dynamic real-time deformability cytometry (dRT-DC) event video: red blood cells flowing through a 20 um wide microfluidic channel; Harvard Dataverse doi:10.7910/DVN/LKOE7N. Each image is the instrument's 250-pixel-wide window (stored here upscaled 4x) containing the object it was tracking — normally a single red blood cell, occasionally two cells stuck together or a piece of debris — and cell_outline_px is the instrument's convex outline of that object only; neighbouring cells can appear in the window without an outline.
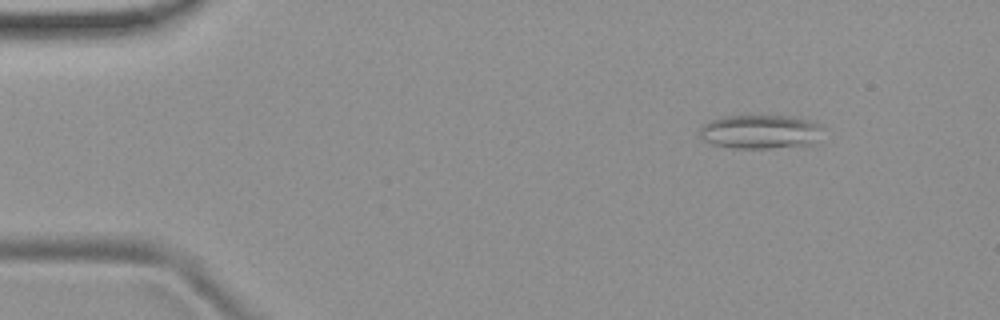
{"species": "common noctule bat (a hibernating species)", "species_latin": "Nyctalus noctula", "temperature_condition": "room temperature", "stored_images_in_passage": 54, "camera_frame_rate_fps": 3000, "um_per_image_px": 0.085, "animal": {"sex": "female", "body_mass_g": 19.9}, "frame": {"image": 1, "passage_image": 7, "time_ms": 2.0, "image_size_px": [1000, 320], "cell_outline_px": [[820, 128], [812, 144], [772, 148], [732, 148], [712, 144], [704, 140], [700, 136], [700, 128], [704, 124], [712, 120], [724, 116], [792, 116], [808, 120], [816, 124]], "centroid_in_image_um": [64.54, 11.2], "position_along_channel_um": 20.5, "area_um2": 23.87}}
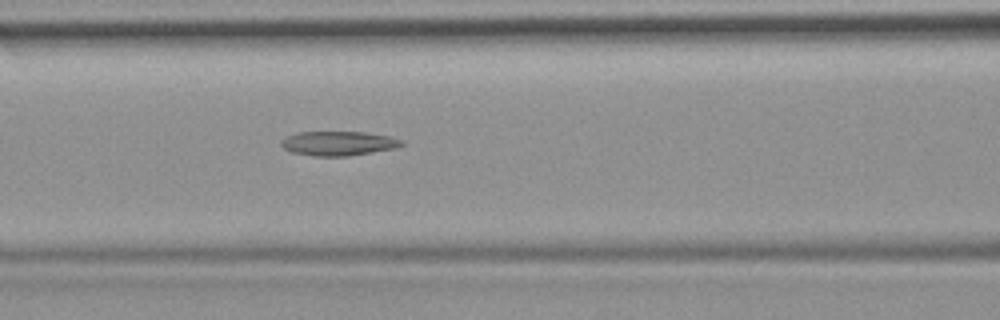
{"frame": {"image": 2, "passage_image": 23, "time_ms": 7.333, "image_size_px": [1000, 320], "cell_outline_px": [[404, 144], [396, 148], [348, 156], [316, 156], [292, 152], [284, 148], [280, 144], [280, 140], [288, 136], [300, 132], [364, 132], [388, 136], [404, 140]], "centroid_in_image_um": [28.78, 12.19], "position_along_channel_um": 137.8, "area_um2": 16.99}}
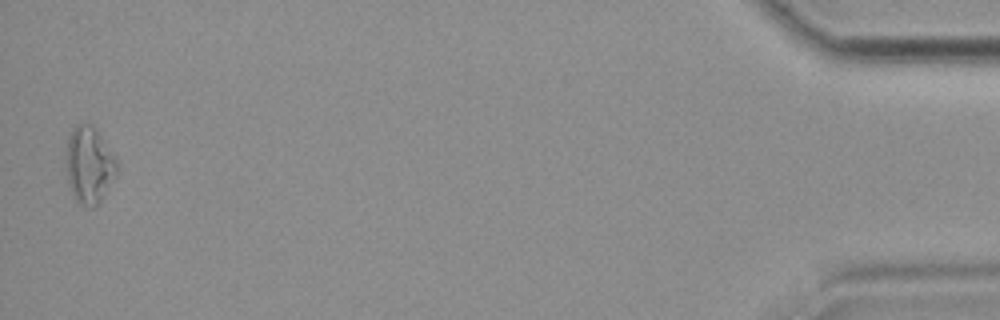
{"frame": {"image": 3, "passage_image": 53, "time_ms": 17.333, "image_size_px": [1000, 320], "cell_outline_px": [[116, 176], [100, 200], [92, 208], [88, 208], [80, 204], [76, 200], [68, 184], [64, 164], [64, 160], [68, 136], [72, 128], [76, 124], [92, 124], [116, 160]], "centroid_in_image_um": [7.51, 14.03], "position_along_channel_um": 427.7, "area_um2": 22.72}, "authors_computed_cell_mechanics": {"area_um2": 18.3226, "velocity_mm_per_s": 3.784, "shape_relaxation_time_tau1_ms": null, "shape_relaxation_time_tau2_ms": 8.244, "deformation_change_tau1": null, "deformation_change_tau2": 0.2235}}